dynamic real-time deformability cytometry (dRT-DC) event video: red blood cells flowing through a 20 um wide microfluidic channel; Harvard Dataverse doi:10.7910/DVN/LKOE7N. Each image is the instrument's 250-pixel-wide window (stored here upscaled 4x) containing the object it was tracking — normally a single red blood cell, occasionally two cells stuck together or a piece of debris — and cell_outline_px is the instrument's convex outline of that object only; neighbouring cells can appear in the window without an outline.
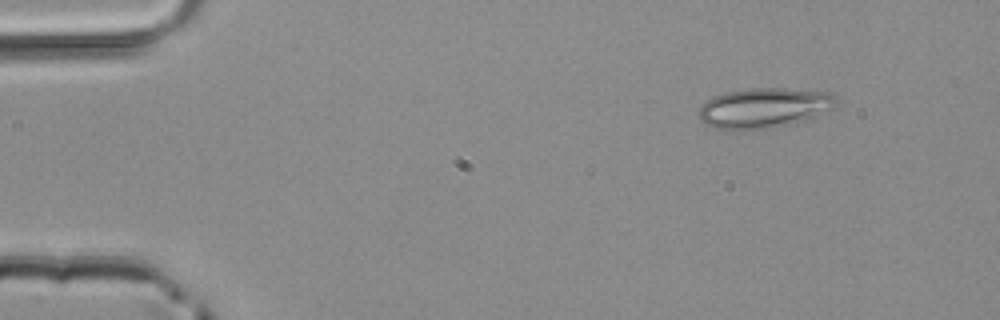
{"species": "common noctule bat (a hibernating species)", "species_latin": "Nyctalus noctula", "temperature_condition": "room temperature", "stored_images_in_passage": 45, "camera_frame_rate_fps": 3000, "um_per_image_px": 0.085, "animal": {"sex": "male", "body_mass_g": 20.4}, "frame": {"image": 1, "passage_image": 1, "time_ms": 0.0, "image_size_px": [1000, 320], "cell_outline_px": [[836, 104], [832, 108], [816, 116], [804, 120], [764, 128], [712, 128], [704, 124], [700, 120], [700, 108], [712, 96], [724, 92], [748, 88], [784, 88], [832, 92], [836, 96]], "centroid_in_image_um": [64.95, 9.13], "position_along_channel_um": 20.0, "area_um2": 31.56}}
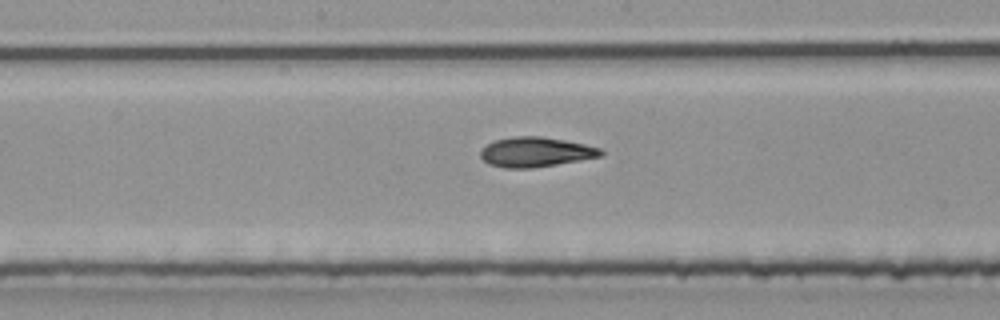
{"frame": {"image": 2, "passage_image": 21, "time_ms": 6.667, "image_size_px": [1000, 320], "cell_outline_px": [[604, 156], [532, 168], [504, 168], [488, 164], [480, 156], [480, 152], [488, 144], [496, 140], [512, 136], [540, 136], [564, 140], [584, 144], [600, 148], [604, 152]], "centroid_in_image_um": [45.54, 12.92], "position_along_channel_um": 202.7, "area_um2": 20.81}}
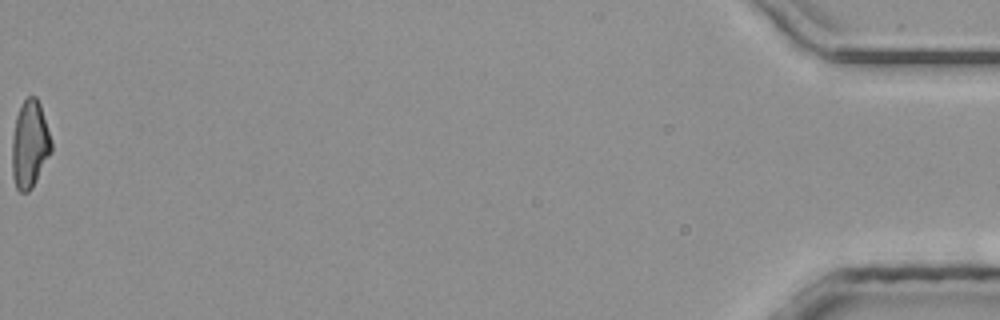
{"frame": {"image": 3, "passage_image": 45, "time_ms": 14.667, "image_size_px": [1000, 320], "cell_outline_px": [[52, 152], [32, 188], [28, 192], [20, 192], [16, 188], [12, 176], [12, 140], [16, 116], [24, 100], [28, 96], [36, 96], [40, 104], [52, 140]], "centroid_in_image_um": [2.54, 12.29], "position_along_channel_um": 432.7, "area_um2": 20.11}}